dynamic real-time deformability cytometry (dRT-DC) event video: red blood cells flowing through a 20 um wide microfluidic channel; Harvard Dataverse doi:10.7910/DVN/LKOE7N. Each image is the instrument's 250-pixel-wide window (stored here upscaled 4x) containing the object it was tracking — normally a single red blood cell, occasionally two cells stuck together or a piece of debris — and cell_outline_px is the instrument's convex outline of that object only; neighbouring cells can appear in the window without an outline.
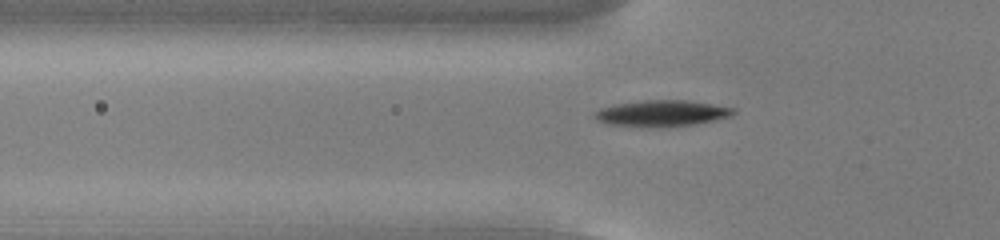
{"species": "common noctule bat (a hibernating species)", "species_latin": "Nyctalus noctula", "temperature_condition": "cold", "stored_images_in_passage": 51, "camera_frame_rate_fps": 3000, "um_per_image_px": 0.085, "animal": {"sex": "male", "body_mass_g": 13.0, "forearm_length_mm": 53.1}, "frame": {"image": 1, "passage_image": 15, "time_ms": 4.667, "image_size_px": [1000, 240], "cell_outline_px": [[736, 112], [732, 116], [692, 124], [640, 128], [608, 124], [596, 120], [592, 116], [600, 108], [640, 100], [684, 100], [712, 104], [736, 108]], "centroid_in_image_um": [56.22, 9.63], "position_along_channel_um": 69.6, "area_um2": 21.1}}
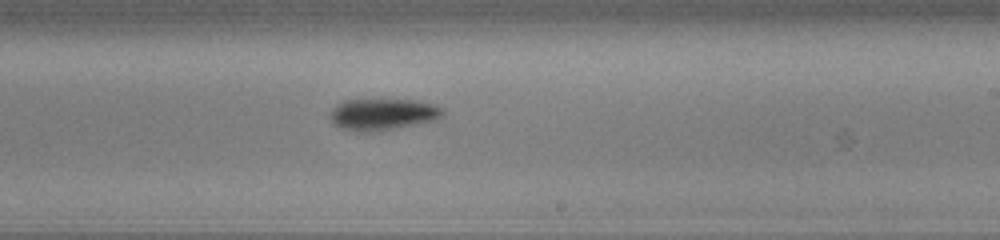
{"frame": {"image": 2, "passage_image": 30, "time_ms": 9.667, "image_size_px": [1000, 240], "cell_outline_px": [[444, 112], [436, 120], [396, 128], [368, 132], [344, 128], [336, 124], [328, 116], [328, 112], [336, 104], [344, 100], [420, 100], [436, 104], [444, 108]], "centroid_in_image_um": [32.56, 9.69], "position_along_channel_um": 256.4, "area_um2": 20.63}}
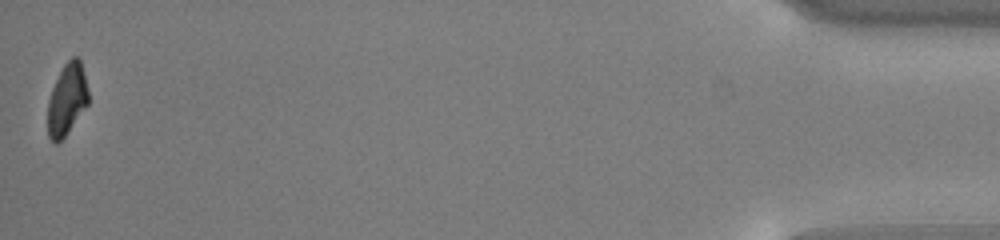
{"frame": {"image": 3, "passage_image": 51, "time_ms": 16.667, "image_size_px": [1000, 240], "cell_outline_px": [[88, 104], [64, 136], [56, 144], [48, 136], [48, 100], [52, 88], [64, 64], [72, 56], [76, 56], [80, 60], [88, 92]], "centroid_in_image_um": [5.68, 8.44], "position_along_channel_um": 429.5, "area_um2": 16.53}, "authors_computed_cell_mechanics": {"area_um2": 19.4208, "velocity_mm_per_s": 3.7619, "shape_relaxation_time_tau1_ms": 1.9794, "shape_relaxation_time_tau2_ms": null, "deformation_change_tau1": 0.1033, "deformation_change_tau2": null}}